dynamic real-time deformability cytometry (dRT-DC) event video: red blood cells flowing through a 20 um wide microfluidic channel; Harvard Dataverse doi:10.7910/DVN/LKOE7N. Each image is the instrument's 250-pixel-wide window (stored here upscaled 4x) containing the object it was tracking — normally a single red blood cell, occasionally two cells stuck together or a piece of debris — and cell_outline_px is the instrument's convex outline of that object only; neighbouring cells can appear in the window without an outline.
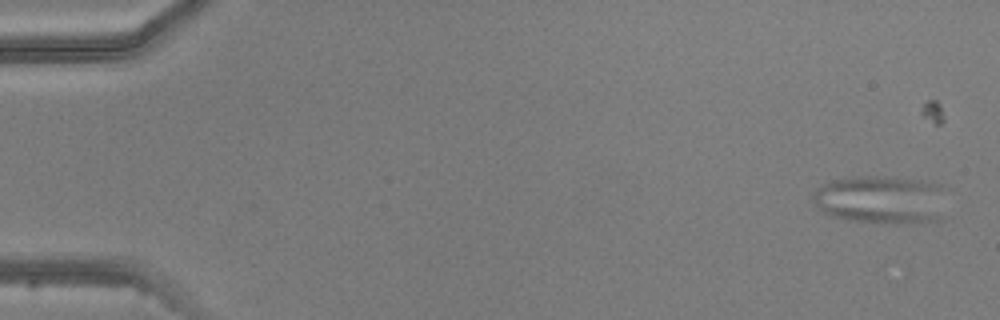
{"species": "common noctule bat (a hibernating species)", "species_latin": "Nyctalus noctula", "temperature_condition": "warm", "stored_images_in_passage": 3, "camera_frame_rate_fps": 3000, "um_per_image_px": 0.085, "animal": {"sex": "male", "body_mass_g": 20.5, "forearm_length_mm": 52.5}, "frame": {"image": 1, "passage_image": 1, "time_ms": 0.0, "image_size_px": [1000, 320], "cell_outline_px": [[940, 220], [920, 224], [892, 224], [852, 220], [832, 216], [824, 212], [812, 200], [812, 192], [816, 188], [832, 180], [856, 176], [872, 176], [920, 180], [940, 184]], "centroid_in_image_um": [74.82, 16.99], "position_along_channel_um": 10.2, "area_um2": 37.28}}